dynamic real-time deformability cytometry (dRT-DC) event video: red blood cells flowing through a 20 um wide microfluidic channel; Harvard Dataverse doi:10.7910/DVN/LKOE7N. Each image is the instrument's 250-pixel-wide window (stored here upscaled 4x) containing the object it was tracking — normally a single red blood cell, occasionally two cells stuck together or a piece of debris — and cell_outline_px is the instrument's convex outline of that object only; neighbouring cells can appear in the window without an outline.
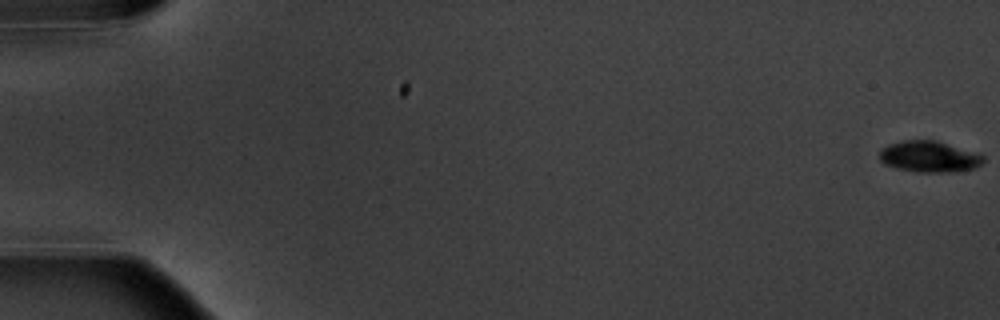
{"species": "common noctule bat (a hibernating species)", "species_latin": "Nyctalus noctula", "temperature_condition": "warm", "stored_images_in_passage": 6, "camera_frame_rate_fps": 3000, "um_per_image_px": 0.085, "animal": {"sex": "male", "body_mass_g": 20.1, "forearm_length_mm": 53.5}, "frame": {"image": 1, "passage_image": 1, "time_ms": 0.0, "image_size_px": [1000, 320], "cell_outline_px": [[984, 160], [976, 168], [956, 172], [916, 172], [896, 168], [884, 164], [880, 160], [880, 148], [888, 144], [904, 140], [936, 140], [976, 152], [984, 156]], "centroid_in_image_um": [78.98, 13.31], "position_along_channel_um": 6.0, "area_um2": 19.07}}
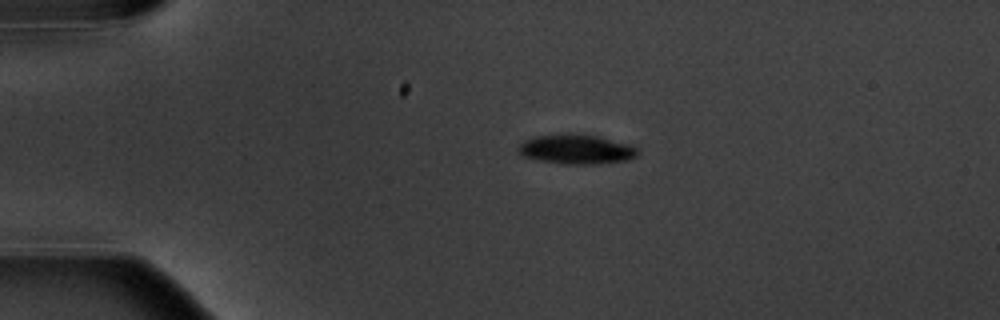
{"frame": {"image": 2, "passage_image": 4, "time_ms": 4.333, "image_size_px": [1000, 320], "cell_outline_px": [[640, 152], [636, 156], [628, 160], [596, 164], [560, 164], [536, 160], [524, 156], [516, 152], [516, 148], [524, 140], [536, 136], [560, 132], [576, 132], [600, 136], [628, 144], [640, 148]], "centroid_in_image_um": [48.97, 12.66], "position_along_channel_um": 36.0, "area_um2": 21.39}}
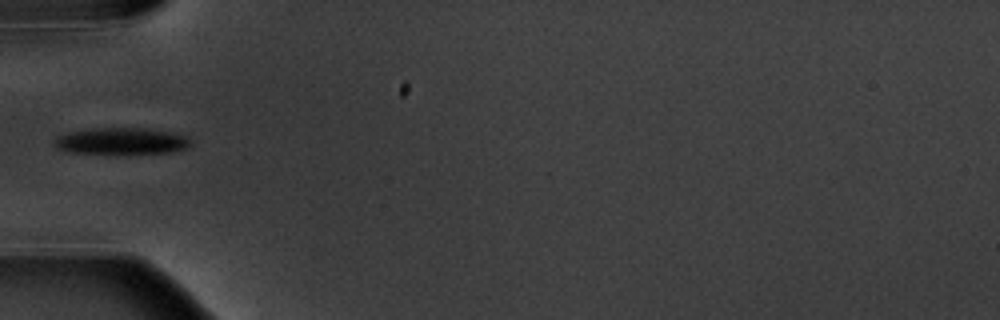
{"frame": {"image": 3, "passage_image": 6, "time_ms": 6.667, "image_size_px": [1000, 320], "cell_outline_px": [[192, 144], [188, 148], [172, 152], [112, 156], [64, 152], [56, 148], [56, 136], [68, 132], [96, 128], [144, 128], [168, 132], [188, 136]], "centroid_in_image_um": [10.3, 12.05], "position_along_channel_um": 74.7, "area_um2": 22.14}}